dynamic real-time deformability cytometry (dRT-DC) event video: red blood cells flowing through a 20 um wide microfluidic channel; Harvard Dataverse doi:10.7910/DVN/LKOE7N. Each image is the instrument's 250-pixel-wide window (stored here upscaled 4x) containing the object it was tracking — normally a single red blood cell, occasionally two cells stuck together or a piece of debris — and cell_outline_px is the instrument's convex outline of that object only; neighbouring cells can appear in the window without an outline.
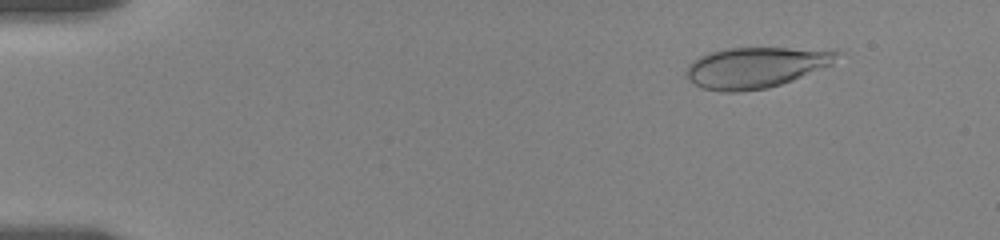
{"species": "human", "species_latin": "Homo sapiens", "temperature_condition": "room temperature", "stored_images_in_passage": 92, "camera_frame_rate_fps": 3000, "um_per_image_px": 0.085, "donor": {"sex": "female"}, "frame": {"image": 1, "passage_image": 8, "time_ms": 1.667, "image_size_px": [1000, 240], "cell_outline_px": [[844, 52], [832, 64], [792, 80], [768, 88], [736, 92], [720, 92], [700, 88], [684, 76], [684, 72], [688, 64], [700, 56], [708, 52], [728, 48], [836, 48]], "centroid_in_image_um": [64.27, 5.71], "position_along_channel_um": 20.7, "area_um2": 36.47}}
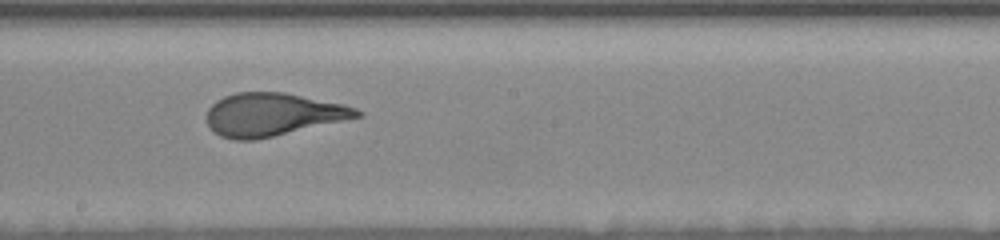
{"frame": {"image": 2, "passage_image": 46, "time_ms": 10.333, "image_size_px": [1000, 240], "cell_outline_px": [[364, 116], [272, 136], [252, 140], [236, 140], [220, 136], [212, 132], [208, 124], [208, 108], [216, 100], [224, 96], [236, 92], [284, 92], [344, 104], [356, 108], [364, 112]], "centroid_in_image_um": [23.18, 9.72], "position_along_channel_um": 225.0, "area_um2": 37.51}}
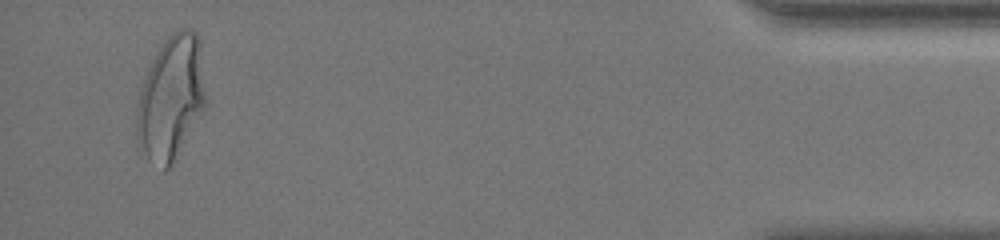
{"frame": {"image": 3, "passage_image": 86, "time_ms": 17.667, "image_size_px": [1000, 240], "cell_outline_px": [[208, 100], [204, 108], [176, 160], [168, 168], [164, 168], [148, 160], [136, 140], [136, 116], [140, 92], [148, 68], [156, 52], [168, 36], [172, 32], [180, 28], [192, 28], [196, 32], [200, 40]], "centroid_in_image_um": [14.57, 8.3], "position_along_channel_um": 420.6, "area_um2": 50.4}, "authors_computed_cell_mechanics": {"area_um2": 37.8879, "velocity_mm_per_s": 3.5572, "shape_relaxation_time_tau1_ms": 4.4756, "shape_relaxation_time_tau2_ms": null, "deformation_change_tau1": 0.2194, "deformation_change_tau2": null}}